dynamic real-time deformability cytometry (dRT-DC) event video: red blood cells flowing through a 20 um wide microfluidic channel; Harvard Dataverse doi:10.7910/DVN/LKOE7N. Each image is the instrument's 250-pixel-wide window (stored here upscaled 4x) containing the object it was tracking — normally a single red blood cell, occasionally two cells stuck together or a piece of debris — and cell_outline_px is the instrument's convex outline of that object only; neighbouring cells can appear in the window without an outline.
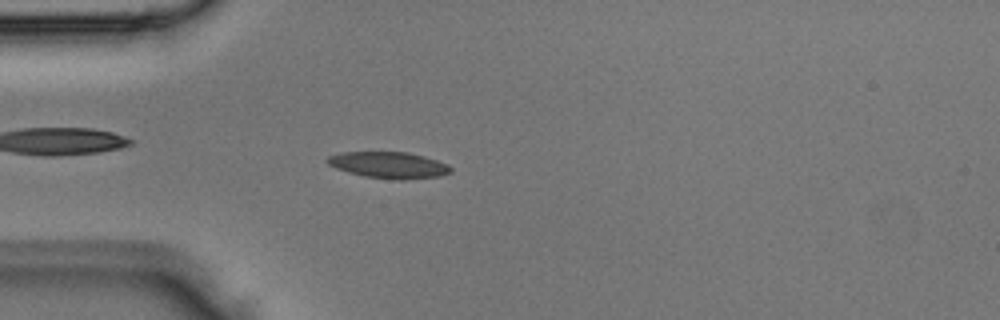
{"species": "Egyptian fruit bat (a non-hibernating species)", "species_latin": "Rousettus aegyptiacus", "temperature_condition": "room temperature", "stored_images_in_passage": 4, "camera_frame_rate_fps": 3000, "um_per_image_px": 0.085, "animal": {"sex": "male"}, "frame": {"image": 1, "passage_image": 4, "time_ms": 1.0, "image_size_px": [1000, 320], "cell_outline_px": [[452, 172], [440, 176], [400, 180], [364, 176], [336, 168], [328, 164], [324, 160], [328, 156], [340, 152], [408, 152], [424, 156], [448, 164], [452, 168]], "centroid_in_image_um": [33.05, 14.02], "position_along_channel_um": 52.0, "area_um2": 18.96}}